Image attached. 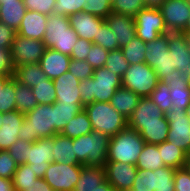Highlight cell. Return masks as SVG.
<instances>
[{"instance_id": "cell-1", "label": "cell", "mask_w": 190, "mask_h": 191, "mask_svg": "<svg viewBox=\"0 0 190 191\" xmlns=\"http://www.w3.org/2000/svg\"><path fill=\"white\" fill-rule=\"evenodd\" d=\"M121 86V77L105 67L94 69L92 77L80 81L78 85L84 106L93 102H110Z\"/></svg>"}, {"instance_id": "cell-2", "label": "cell", "mask_w": 190, "mask_h": 191, "mask_svg": "<svg viewBox=\"0 0 190 191\" xmlns=\"http://www.w3.org/2000/svg\"><path fill=\"white\" fill-rule=\"evenodd\" d=\"M55 135V106L53 104H38L25 114L18 138L34 142L40 138Z\"/></svg>"}, {"instance_id": "cell-3", "label": "cell", "mask_w": 190, "mask_h": 191, "mask_svg": "<svg viewBox=\"0 0 190 191\" xmlns=\"http://www.w3.org/2000/svg\"><path fill=\"white\" fill-rule=\"evenodd\" d=\"M110 137L98 131H92L73 139L77 160L84 166L104 167L107 162Z\"/></svg>"}, {"instance_id": "cell-4", "label": "cell", "mask_w": 190, "mask_h": 191, "mask_svg": "<svg viewBox=\"0 0 190 191\" xmlns=\"http://www.w3.org/2000/svg\"><path fill=\"white\" fill-rule=\"evenodd\" d=\"M145 142L138 131L128 126L110 137L107 161L137 164Z\"/></svg>"}, {"instance_id": "cell-5", "label": "cell", "mask_w": 190, "mask_h": 191, "mask_svg": "<svg viewBox=\"0 0 190 191\" xmlns=\"http://www.w3.org/2000/svg\"><path fill=\"white\" fill-rule=\"evenodd\" d=\"M93 130L115 136L128 126V120L122 116L110 102H93L84 106Z\"/></svg>"}, {"instance_id": "cell-6", "label": "cell", "mask_w": 190, "mask_h": 191, "mask_svg": "<svg viewBox=\"0 0 190 191\" xmlns=\"http://www.w3.org/2000/svg\"><path fill=\"white\" fill-rule=\"evenodd\" d=\"M122 86L133 91L139 97H149L159 82L157 73L145 62L129 65L121 78Z\"/></svg>"}, {"instance_id": "cell-7", "label": "cell", "mask_w": 190, "mask_h": 191, "mask_svg": "<svg viewBox=\"0 0 190 191\" xmlns=\"http://www.w3.org/2000/svg\"><path fill=\"white\" fill-rule=\"evenodd\" d=\"M175 168L163 166L152 170L138 169L133 182L135 191H175Z\"/></svg>"}, {"instance_id": "cell-8", "label": "cell", "mask_w": 190, "mask_h": 191, "mask_svg": "<svg viewBox=\"0 0 190 191\" xmlns=\"http://www.w3.org/2000/svg\"><path fill=\"white\" fill-rule=\"evenodd\" d=\"M82 164L68 165L51 162L44 174V180L53 191H73L80 177Z\"/></svg>"}, {"instance_id": "cell-9", "label": "cell", "mask_w": 190, "mask_h": 191, "mask_svg": "<svg viewBox=\"0 0 190 191\" xmlns=\"http://www.w3.org/2000/svg\"><path fill=\"white\" fill-rule=\"evenodd\" d=\"M136 36L143 42H151L160 35L169 33L159 9L141 10L135 17Z\"/></svg>"}, {"instance_id": "cell-10", "label": "cell", "mask_w": 190, "mask_h": 191, "mask_svg": "<svg viewBox=\"0 0 190 191\" xmlns=\"http://www.w3.org/2000/svg\"><path fill=\"white\" fill-rule=\"evenodd\" d=\"M165 116L169 123L167 141L190 155V122L186 115V109L171 107Z\"/></svg>"}, {"instance_id": "cell-11", "label": "cell", "mask_w": 190, "mask_h": 191, "mask_svg": "<svg viewBox=\"0 0 190 191\" xmlns=\"http://www.w3.org/2000/svg\"><path fill=\"white\" fill-rule=\"evenodd\" d=\"M45 49L43 41L25 38L16 34L11 46L15 68L31 63H39Z\"/></svg>"}, {"instance_id": "cell-12", "label": "cell", "mask_w": 190, "mask_h": 191, "mask_svg": "<svg viewBox=\"0 0 190 191\" xmlns=\"http://www.w3.org/2000/svg\"><path fill=\"white\" fill-rule=\"evenodd\" d=\"M54 136L40 138L29 146L27 162L38 178H43L46 169L53 162Z\"/></svg>"}, {"instance_id": "cell-13", "label": "cell", "mask_w": 190, "mask_h": 191, "mask_svg": "<svg viewBox=\"0 0 190 191\" xmlns=\"http://www.w3.org/2000/svg\"><path fill=\"white\" fill-rule=\"evenodd\" d=\"M169 33L182 32L190 15L186 0H166L159 9Z\"/></svg>"}, {"instance_id": "cell-14", "label": "cell", "mask_w": 190, "mask_h": 191, "mask_svg": "<svg viewBox=\"0 0 190 191\" xmlns=\"http://www.w3.org/2000/svg\"><path fill=\"white\" fill-rule=\"evenodd\" d=\"M104 169L106 180L116 191H127L132 189L138 170L136 165L107 161Z\"/></svg>"}, {"instance_id": "cell-15", "label": "cell", "mask_w": 190, "mask_h": 191, "mask_svg": "<svg viewBox=\"0 0 190 191\" xmlns=\"http://www.w3.org/2000/svg\"><path fill=\"white\" fill-rule=\"evenodd\" d=\"M160 81L170 87L172 107L187 109L190 106V85L185 73L175 69L169 77H163Z\"/></svg>"}, {"instance_id": "cell-16", "label": "cell", "mask_w": 190, "mask_h": 191, "mask_svg": "<svg viewBox=\"0 0 190 191\" xmlns=\"http://www.w3.org/2000/svg\"><path fill=\"white\" fill-rule=\"evenodd\" d=\"M165 113L150 98H140L137 107L128 119V127L135 131L142 129V124L161 123Z\"/></svg>"}, {"instance_id": "cell-17", "label": "cell", "mask_w": 190, "mask_h": 191, "mask_svg": "<svg viewBox=\"0 0 190 191\" xmlns=\"http://www.w3.org/2000/svg\"><path fill=\"white\" fill-rule=\"evenodd\" d=\"M53 83L56 93V102L83 105L78 87L80 80L71 72L67 71L60 77L53 79Z\"/></svg>"}, {"instance_id": "cell-18", "label": "cell", "mask_w": 190, "mask_h": 191, "mask_svg": "<svg viewBox=\"0 0 190 191\" xmlns=\"http://www.w3.org/2000/svg\"><path fill=\"white\" fill-rule=\"evenodd\" d=\"M69 19L77 36L92 42L97 38L98 28L105 22L104 18L85 12L74 13Z\"/></svg>"}, {"instance_id": "cell-19", "label": "cell", "mask_w": 190, "mask_h": 191, "mask_svg": "<svg viewBox=\"0 0 190 191\" xmlns=\"http://www.w3.org/2000/svg\"><path fill=\"white\" fill-rule=\"evenodd\" d=\"M168 47L172 67L187 75L190 71V50L186 44L184 34L181 32L168 33Z\"/></svg>"}, {"instance_id": "cell-20", "label": "cell", "mask_w": 190, "mask_h": 191, "mask_svg": "<svg viewBox=\"0 0 190 191\" xmlns=\"http://www.w3.org/2000/svg\"><path fill=\"white\" fill-rule=\"evenodd\" d=\"M46 25L43 37L46 48H52L55 42H58L62 36L77 35L72 29L70 19L67 16L52 13L48 16Z\"/></svg>"}, {"instance_id": "cell-21", "label": "cell", "mask_w": 190, "mask_h": 191, "mask_svg": "<svg viewBox=\"0 0 190 191\" xmlns=\"http://www.w3.org/2000/svg\"><path fill=\"white\" fill-rule=\"evenodd\" d=\"M25 114L18 110L3 113V124L0 128V150H8L17 140L19 129Z\"/></svg>"}, {"instance_id": "cell-22", "label": "cell", "mask_w": 190, "mask_h": 191, "mask_svg": "<svg viewBox=\"0 0 190 191\" xmlns=\"http://www.w3.org/2000/svg\"><path fill=\"white\" fill-rule=\"evenodd\" d=\"M105 22L113 30L119 48L126 46L136 36L135 20L132 16L111 13Z\"/></svg>"}, {"instance_id": "cell-23", "label": "cell", "mask_w": 190, "mask_h": 191, "mask_svg": "<svg viewBox=\"0 0 190 191\" xmlns=\"http://www.w3.org/2000/svg\"><path fill=\"white\" fill-rule=\"evenodd\" d=\"M71 57L51 48H46L39 65L49 79L60 77L68 71Z\"/></svg>"}, {"instance_id": "cell-24", "label": "cell", "mask_w": 190, "mask_h": 191, "mask_svg": "<svg viewBox=\"0 0 190 191\" xmlns=\"http://www.w3.org/2000/svg\"><path fill=\"white\" fill-rule=\"evenodd\" d=\"M48 16L36 11L27 10L17 34L25 38L43 41Z\"/></svg>"}, {"instance_id": "cell-25", "label": "cell", "mask_w": 190, "mask_h": 191, "mask_svg": "<svg viewBox=\"0 0 190 191\" xmlns=\"http://www.w3.org/2000/svg\"><path fill=\"white\" fill-rule=\"evenodd\" d=\"M0 1L2 2L0 8V22L6 24L8 27L17 32L27 11L23 0Z\"/></svg>"}, {"instance_id": "cell-26", "label": "cell", "mask_w": 190, "mask_h": 191, "mask_svg": "<svg viewBox=\"0 0 190 191\" xmlns=\"http://www.w3.org/2000/svg\"><path fill=\"white\" fill-rule=\"evenodd\" d=\"M53 162H59L68 165L81 164L77 160L73 139L63 136L60 133L54 136Z\"/></svg>"}, {"instance_id": "cell-27", "label": "cell", "mask_w": 190, "mask_h": 191, "mask_svg": "<svg viewBox=\"0 0 190 191\" xmlns=\"http://www.w3.org/2000/svg\"><path fill=\"white\" fill-rule=\"evenodd\" d=\"M139 97L133 91L121 86L111 97V105L127 120L138 105Z\"/></svg>"}, {"instance_id": "cell-28", "label": "cell", "mask_w": 190, "mask_h": 191, "mask_svg": "<svg viewBox=\"0 0 190 191\" xmlns=\"http://www.w3.org/2000/svg\"><path fill=\"white\" fill-rule=\"evenodd\" d=\"M106 180L105 169L100 166H84L73 191H92Z\"/></svg>"}, {"instance_id": "cell-29", "label": "cell", "mask_w": 190, "mask_h": 191, "mask_svg": "<svg viewBox=\"0 0 190 191\" xmlns=\"http://www.w3.org/2000/svg\"><path fill=\"white\" fill-rule=\"evenodd\" d=\"M158 148L162 156L161 159L165 166L175 169L185 167L188 154L184 150L167 140L161 144H158Z\"/></svg>"}, {"instance_id": "cell-30", "label": "cell", "mask_w": 190, "mask_h": 191, "mask_svg": "<svg viewBox=\"0 0 190 191\" xmlns=\"http://www.w3.org/2000/svg\"><path fill=\"white\" fill-rule=\"evenodd\" d=\"M93 131L92 124L89 120L87 112L83 109L68 121L61 135L71 139L78 138Z\"/></svg>"}, {"instance_id": "cell-31", "label": "cell", "mask_w": 190, "mask_h": 191, "mask_svg": "<svg viewBox=\"0 0 190 191\" xmlns=\"http://www.w3.org/2000/svg\"><path fill=\"white\" fill-rule=\"evenodd\" d=\"M14 78L18 82L25 84L30 88L48 79L39 63H31L16 67Z\"/></svg>"}, {"instance_id": "cell-32", "label": "cell", "mask_w": 190, "mask_h": 191, "mask_svg": "<svg viewBox=\"0 0 190 191\" xmlns=\"http://www.w3.org/2000/svg\"><path fill=\"white\" fill-rule=\"evenodd\" d=\"M168 132L169 123L165 115L161 117V123L142 124V129L139 131L145 143L154 145L166 141Z\"/></svg>"}, {"instance_id": "cell-33", "label": "cell", "mask_w": 190, "mask_h": 191, "mask_svg": "<svg viewBox=\"0 0 190 191\" xmlns=\"http://www.w3.org/2000/svg\"><path fill=\"white\" fill-rule=\"evenodd\" d=\"M168 33L160 35L155 40L146 43L145 63L152 69L161 63L164 52H168Z\"/></svg>"}, {"instance_id": "cell-34", "label": "cell", "mask_w": 190, "mask_h": 191, "mask_svg": "<svg viewBox=\"0 0 190 191\" xmlns=\"http://www.w3.org/2000/svg\"><path fill=\"white\" fill-rule=\"evenodd\" d=\"M17 110L15 100V78L0 75V112Z\"/></svg>"}, {"instance_id": "cell-35", "label": "cell", "mask_w": 190, "mask_h": 191, "mask_svg": "<svg viewBox=\"0 0 190 191\" xmlns=\"http://www.w3.org/2000/svg\"><path fill=\"white\" fill-rule=\"evenodd\" d=\"M158 145L145 143L141 154L138 156L136 167L138 169L155 171L164 165Z\"/></svg>"}, {"instance_id": "cell-36", "label": "cell", "mask_w": 190, "mask_h": 191, "mask_svg": "<svg viewBox=\"0 0 190 191\" xmlns=\"http://www.w3.org/2000/svg\"><path fill=\"white\" fill-rule=\"evenodd\" d=\"M55 106V133H60L70 119L84 109V105L64 104L54 102Z\"/></svg>"}, {"instance_id": "cell-37", "label": "cell", "mask_w": 190, "mask_h": 191, "mask_svg": "<svg viewBox=\"0 0 190 191\" xmlns=\"http://www.w3.org/2000/svg\"><path fill=\"white\" fill-rule=\"evenodd\" d=\"M15 100L16 108L20 113L26 114L38 105L33 91L25 84L15 79Z\"/></svg>"}, {"instance_id": "cell-38", "label": "cell", "mask_w": 190, "mask_h": 191, "mask_svg": "<svg viewBox=\"0 0 190 191\" xmlns=\"http://www.w3.org/2000/svg\"><path fill=\"white\" fill-rule=\"evenodd\" d=\"M120 49L129 65L140 64L145 61L146 43L137 36Z\"/></svg>"}, {"instance_id": "cell-39", "label": "cell", "mask_w": 190, "mask_h": 191, "mask_svg": "<svg viewBox=\"0 0 190 191\" xmlns=\"http://www.w3.org/2000/svg\"><path fill=\"white\" fill-rule=\"evenodd\" d=\"M38 177L28 164L18 165L12 183L15 191H30V187Z\"/></svg>"}, {"instance_id": "cell-40", "label": "cell", "mask_w": 190, "mask_h": 191, "mask_svg": "<svg viewBox=\"0 0 190 191\" xmlns=\"http://www.w3.org/2000/svg\"><path fill=\"white\" fill-rule=\"evenodd\" d=\"M153 101L163 113L171 110L172 100L170 95V87L167 84L159 81L157 87L152 91L148 97Z\"/></svg>"}, {"instance_id": "cell-41", "label": "cell", "mask_w": 190, "mask_h": 191, "mask_svg": "<svg viewBox=\"0 0 190 191\" xmlns=\"http://www.w3.org/2000/svg\"><path fill=\"white\" fill-rule=\"evenodd\" d=\"M38 104H53L56 102V93L52 79H47L31 88Z\"/></svg>"}, {"instance_id": "cell-42", "label": "cell", "mask_w": 190, "mask_h": 191, "mask_svg": "<svg viewBox=\"0 0 190 191\" xmlns=\"http://www.w3.org/2000/svg\"><path fill=\"white\" fill-rule=\"evenodd\" d=\"M143 9L144 0H112V13L135 17Z\"/></svg>"}, {"instance_id": "cell-43", "label": "cell", "mask_w": 190, "mask_h": 191, "mask_svg": "<svg viewBox=\"0 0 190 191\" xmlns=\"http://www.w3.org/2000/svg\"><path fill=\"white\" fill-rule=\"evenodd\" d=\"M104 67L109 71L115 72L122 78L129 67V63L119 48L109 51Z\"/></svg>"}, {"instance_id": "cell-44", "label": "cell", "mask_w": 190, "mask_h": 191, "mask_svg": "<svg viewBox=\"0 0 190 191\" xmlns=\"http://www.w3.org/2000/svg\"><path fill=\"white\" fill-rule=\"evenodd\" d=\"M93 43L100 45L108 51L119 49L118 40H115L114 32L106 22L98 28L97 38Z\"/></svg>"}, {"instance_id": "cell-45", "label": "cell", "mask_w": 190, "mask_h": 191, "mask_svg": "<svg viewBox=\"0 0 190 191\" xmlns=\"http://www.w3.org/2000/svg\"><path fill=\"white\" fill-rule=\"evenodd\" d=\"M86 0H56L54 5V14L67 16L85 11Z\"/></svg>"}, {"instance_id": "cell-46", "label": "cell", "mask_w": 190, "mask_h": 191, "mask_svg": "<svg viewBox=\"0 0 190 191\" xmlns=\"http://www.w3.org/2000/svg\"><path fill=\"white\" fill-rule=\"evenodd\" d=\"M84 12L106 19L112 13V2L110 0H86Z\"/></svg>"}, {"instance_id": "cell-47", "label": "cell", "mask_w": 190, "mask_h": 191, "mask_svg": "<svg viewBox=\"0 0 190 191\" xmlns=\"http://www.w3.org/2000/svg\"><path fill=\"white\" fill-rule=\"evenodd\" d=\"M68 71L71 72L78 80L82 81L92 77L94 68L86 60L71 59Z\"/></svg>"}, {"instance_id": "cell-48", "label": "cell", "mask_w": 190, "mask_h": 191, "mask_svg": "<svg viewBox=\"0 0 190 191\" xmlns=\"http://www.w3.org/2000/svg\"><path fill=\"white\" fill-rule=\"evenodd\" d=\"M17 168L18 164L8 150H0V177L12 179Z\"/></svg>"}, {"instance_id": "cell-49", "label": "cell", "mask_w": 190, "mask_h": 191, "mask_svg": "<svg viewBox=\"0 0 190 191\" xmlns=\"http://www.w3.org/2000/svg\"><path fill=\"white\" fill-rule=\"evenodd\" d=\"M31 144L32 142H27L18 138V140L8 149L9 154L18 165L25 164L27 162L29 146Z\"/></svg>"}, {"instance_id": "cell-50", "label": "cell", "mask_w": 190, "mask_h": 191, "mask_svg": "<svg viewBox=\"0 0 190 191\" xmlns=\"http://www.w3.org/2000/svg\"><path fill=\"white\" fill-rule=\"evenodd\" d=\"M109 51L97 44H92L86 61L94 68H101L105 66Z\"/></svg>"}, {"instance_id": "cell-51", "label": "cell", "mask_w": 190, "mask_h": 191, "mask_svg": "<svg viewBox=\"0 0 190 191\" xmlns=\"http://www.w3.org/2000/svg\"><path fill=\"white\" fill-rule=\"evenodd\" d=\"M23 3L27 10L49 16L53 13L56 0H23Z\"/></svg>"}, {"instance_id": "cell-52", "label": "cell", "mask_w": 190, "mask_h": 191, "mask_svg": "<svg viewBox=\"0 0 190 191\" xmlns=\"http://www.w3.org/2000/svg\"><path fill=\"white\" fill-rule=\"evenodd\" d=\"M15 65L13 63L11 48L0 47V75L14 77Z\"/></svg>"}, {"instance_id": "cell-53", "label": "cell", "mask_w": 190, "mask_h": 191, "mask_svg": "<svg viewBox=\"0 0 190 191\" xmlns=\"http://www.w3.org/2000/svg\"><path fill=\"white\" fill-rule=\"evenodd\" d=\"M174 189L175 191H190V173L185 167L175 169Z\"/></svg>"}, {"instance_id": "cell-54", "label": "cell", "mask_w": 190, "mask_h": 191, "mask_svg": "<svg viewBox=\"0 0 190 191\" xmlns=\"http://www.w3.org/2000/svg\"><path fill=\"white\" fill-rule=\"evenodd\" d=\"M92 44V41L81 39L78 37V40L73 46V50L70 55L71 59L86 60L87 55L91 50Z\"/></svg>"}, {"instance_id": "cell-55", "label": "cell", "mask_w": 190, "mask_h": 191, "mask_svg": "<svg viewBox=\"0 0 190 191\" xmlns=\"http://www.w3.org/2000/svg\"><path fill=\"white\" fill-rule=\"evenodd\" d=\"M77 40H78L77 35L62 36L58 40V42H55L54 46L51 49L70 56L73 50V46L75 45Z\"/></svg>"}, {"instance_id": "cell-56", "label": "cell", "mask_w": 190, "mask_h": 191, "mask_svg": "<svg viewBox=\"0 0 190 191\" xmlns=\"http://www.w3.org/2000/svg\"><path fill=\"white\" fill-rule=\"evenodd\" d=\"M154 70L157 73L159 81L163 77H169V74L174 72L175 67H172L170 50L168 52H164V55L161 58V63L157 65Z\"/></svg>"}, {"instance_id": "cell-57", "label": "cell", "mask_w": 190, "mask_h": 191, "mask_svg": "<svg viewBox=\"0 0 190 191\" xmlns=\"http://www.w3.org/2000/svg\"><path fill=\"white\" fill-rule=\"evenodd\" d=\"M16 34L12 28L0 22V47L11 48Z\"/></svg>"}, {"instance_id": "cell-58", "label": "cell", "mask_w": 190, "mask_h": 191, "mask_svg": "<svg viewBox=\"0 0 190 191\" xmlns=\"http://www.w3.org/2000/svg\"><path fill=\"white\" fill-rule=\"evenodd\" d=\"M30 191H53V189L44 178H37L30 187Z\"/></svg>"}, {"instance_id": "cell-59", "label": "cell", "mask_w": 190, "mask_h": 191, "mask_svg": "<svg viewBox=\"0 0 190 191\" xmlns=\"http://www.w3.org/2000/svg\"><path fill=\"white\" fill-rule=\"evenodd\" d=\"M0 191H15L12 179H5L0 177Z\"/></svg>"}, {"instance_id": "cell-60", "label": "cell", "mask_w": 190, "mask_h": 191, "mask_svg": "<svg viewBox=\"0 0 190 191\" xmlns=\"http://www.w3.org/2000/svg\"><path fill=\"white\" fill-rule=\"evenodd\" d=\"M166 0H144L145 8L148 9H160L161 5Z\"/></svg>"}, {"instance_id": "cell-61", "label": "cell", "mask_w": 190, "mask_h": 191, "mask_svg": "<svg viewBox=\"0 0 190 191\" xmlns=\"http://www.w3.org/2000/svg\"><path fill=\"white\" fill-rule=\"evenodd\" d=\"M92 191H116L113 186L105 180L103 183H101L97 188H95Z\"/></svg>"}, {"instance_id": "cell-62", "label": "cell", "mask_w": 190, "mask_h": 191, "mask_svg": "<svg viewBox=\"0 0 190 191\" xmlns=\"http://www.w3.org/2000/svg\"><path fill=\"white\" fill-rule=\"evenodd\" d=\"M181 33H190V15H189V18L187 19L185 28L183 29Z\"/></svg>"}, {"instance_id": "cell-63", "label": "cell", "mask_w": 190, "mask_h": 191, "mask_svg": "<svg viewBox=\"0 0 190 191\" xmlns=\"http://www.w3.org/2000/svg\"><path fill=\"white\" fill-rule=\"evenodd\" d=\"M185 36L186 44L190 50V33H183Z\"/></svg>"}, {"instance_id": "cell-64", "label": "cell", "mask_w": 190, "mask_h": 191, "mask_svg": "<svg viewBox=\"0 0 190 191\" xmlns=\"http://www.w3.org/2000/svg\"><path fill=\"white\" fill-rule=\"evenodd\" d=\"M185 168L188 170V172L190 173V155H188V159L187 162L185 164Z\"/></svg>"}, {"instance_id": "cell-65", "label": "cell", "mask_w": 190, "mask_h": 191, "mask_svg": "<svg viewBox=\"0 0 190 191\" xmlns=\"http://www.w3.org/2000/svg\"><path fill=\"white\" fill-rule=\"evenodd\" d=\"M186 115H187L189 122H190V106L186 109Z\"/></svg>"}, {"instance_id": "cell-66", "label": "cell", "mask_w": 190, "mask_h": 191, "mask_svg": "<svg viewBox=\"0 0 190 191\" xmlns=\"http://www.w3.org/2000/svg\"><path fill=\"white\" fill-rule=\"evenodd\" d=\"M2 120H3V113L0 112V128H1V125L3 124Z\"/></svg>"}, {"instance_id": "cell-67", "label": "cell", "mask_w": 190, "mask_h": 191, "mask_svg": "<svg viewBox=\"0 0 190 191\" xmlns=\"http://www.w3.org/2000/svg\"><path fill=\"white\" fill-rule=\"evenodd\" d=\"M187 80H188V83L190 85V71L187 73Z\"/></svg>"}]
</instances>
